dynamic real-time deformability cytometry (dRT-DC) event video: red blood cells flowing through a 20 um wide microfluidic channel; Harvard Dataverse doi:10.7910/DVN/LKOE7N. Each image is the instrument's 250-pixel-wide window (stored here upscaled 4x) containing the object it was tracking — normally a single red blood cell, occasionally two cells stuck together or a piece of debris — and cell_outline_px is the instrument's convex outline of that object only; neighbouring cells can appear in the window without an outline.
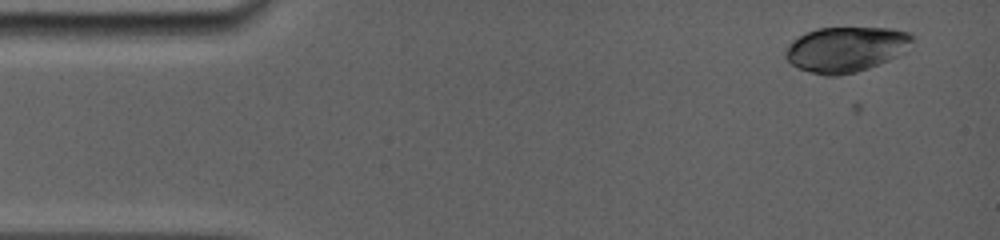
{"species": "common noctule bat (a hibernating species)", "species_latin": "Nyctalus noctula", "temperature_condition": "room temperature", "stored_images_in_passage": 7, "camera_frame_rate_fps": 5000, "um_per_image_px": 0.085, "animal": {"sex": "female", "body_mass_g": 19.0, "forearm_length_mm": 56.7}, "frame": {"image": 1, "passage_image": 3, "time_ms": 1.4, "image_size_px": [1000, 240], "cell_outline_px": [[912, 40], [904, 52], [888, 60], [868, 68], [856, 72], [836, 76], [824, 76], [808, 72], [792, 64], [784, 56], [784, 52], [788, 44], [792, 40], [816, 28], [892, 28], [912, 32]], "centroid_in_image_um": [71.89, 4.19], "position_along_channel_um": 13.1, "area_um2": 33.41}}